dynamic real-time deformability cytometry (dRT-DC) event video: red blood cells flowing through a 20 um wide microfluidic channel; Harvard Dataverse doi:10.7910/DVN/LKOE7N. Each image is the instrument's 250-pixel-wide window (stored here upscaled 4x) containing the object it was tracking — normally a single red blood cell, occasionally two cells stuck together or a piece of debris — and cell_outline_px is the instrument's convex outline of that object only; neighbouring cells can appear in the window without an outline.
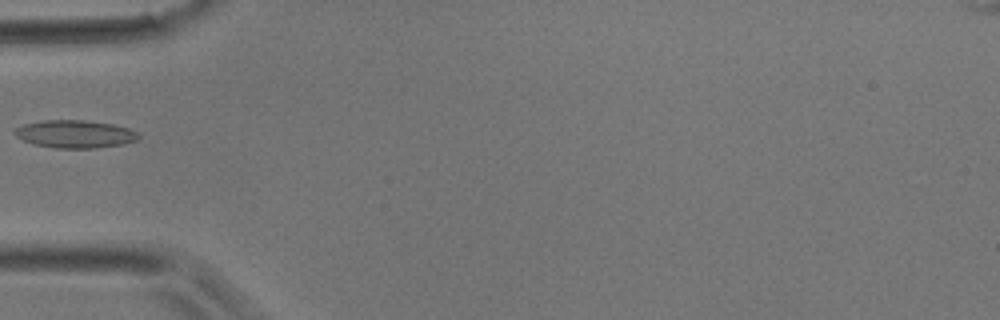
{"species": "common noctule bat (a hibernating species)", "species_latin": "Nyctalus noctula", "temperature_condition": "room temperature", "stored_images_in_passage": 1, "camera_frame_rate_fps": 3000, "um_per_image_px": 0.085, "animal": {"sex": "male", "body_mass_g": 17.9}, "frame": {"image": 1, "passage_image": 1, "time_ms": 0.0, "image_size_px": [1000, 320], "cell_outline_px": [[140, 136], [136, 140], [124, 144], [96, 148], [56, 148], [32, 144], [16, 136], [12, 132], [16, 128], [24, 124], [44, 120], [84, 120], [112, 124], [128, 128], [136, 132]], "centroid_in_image_um": [6.36, 11.39], "position_along_channel_um": 78.6, "area_um2": 20.0}}